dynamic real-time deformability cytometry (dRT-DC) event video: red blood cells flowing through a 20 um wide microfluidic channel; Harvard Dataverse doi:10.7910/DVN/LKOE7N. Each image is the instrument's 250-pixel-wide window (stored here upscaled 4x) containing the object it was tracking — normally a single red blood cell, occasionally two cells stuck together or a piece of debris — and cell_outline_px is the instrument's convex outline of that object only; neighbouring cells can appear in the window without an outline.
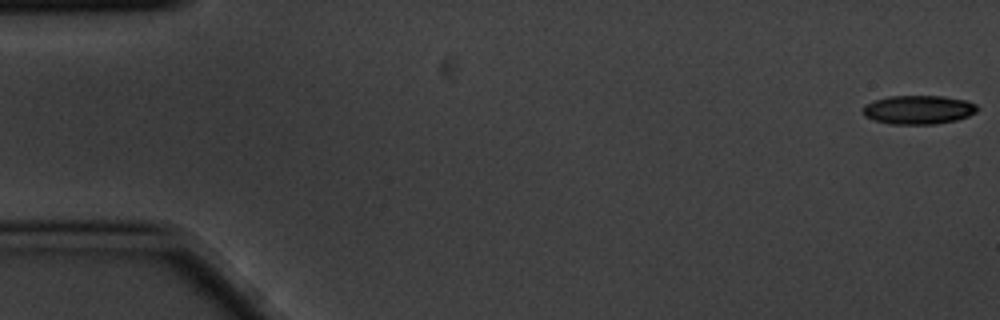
{"species": "common noctule bat (a hibernating species)", "species_latin": "Nyctalus noctula", "temperature_condition": "cold", "stored_images_in_passage": 4, "camera_frame_rate_fps": 3000, "um_per_image_px": 0.085, "animal": {"sex": "male", "body_mass_g": 20.1, "forearm_length_mm": 53.5}, "frame": {"image": 1, "passage_image": 1, "time_ms": 0.0, "image_size_px": [1000, 320], "cell_outline_px": [[980, 108], [976, 112], [968, 116], [956, 120], [936, 124], [892, 124], [872, 120], [864, 116], [864, 104], [888, 96], [944, 96], [964, 100], [976, 104]], "centroid_in_image_um": [78.08, 9.33], "position_along_channel_um": 6.9, "area_um2": 19.25}}